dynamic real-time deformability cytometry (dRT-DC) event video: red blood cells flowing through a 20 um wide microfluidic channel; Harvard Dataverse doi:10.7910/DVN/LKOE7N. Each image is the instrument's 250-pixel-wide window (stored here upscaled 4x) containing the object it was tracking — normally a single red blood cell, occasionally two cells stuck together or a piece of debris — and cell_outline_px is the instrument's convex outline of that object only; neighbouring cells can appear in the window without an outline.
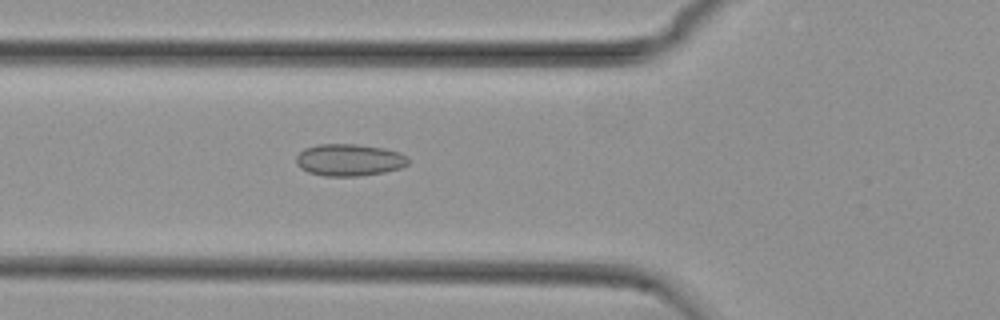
{"species": "common noctule bat (a hibernating species)", "species_latin": "Nyctalus noctula", "temperature_condition": "cold", "stored_images_in_passage": 52, "camera_frame_rate_fps": 3000, "um_per_image_px": 0.085, "animal": {"sex": "female", "body_mass_g": 29.2, "forearm_length_mm": 56.3}, "frame": {"image": 1, "passage_image": 17, "time_ms": 5.333, "image_size_px": [1000, 320], "cell_outline_px": [[408, 164], [400, 168], [384, 172], [360, 176], [324, 176], [308, 172], [300, 168], [296, 164], [296, 156], [304, 148], [316, 144], [356, 144], [384, 148], [400, 152], [408, 156]], "centroid_in_image_um": [29.67, 13.59], "position_along_channel_um": 96.1, "area_um2": 21.1}}
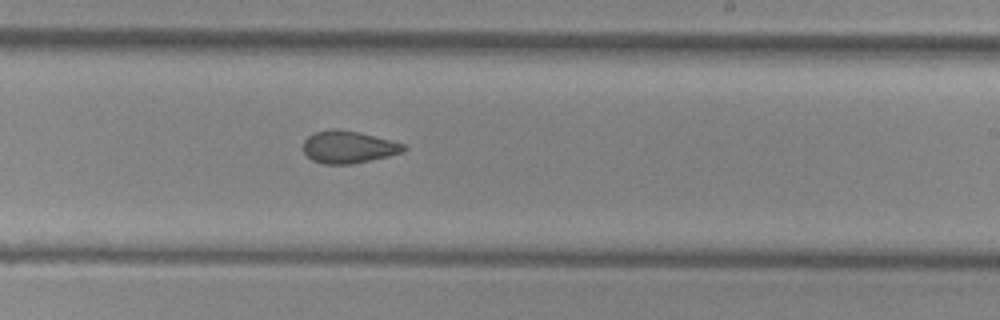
{"frame": {"image": 2, "passage_image": 30, "time_ms": 9.667, "image_size_px": [1000, 320], "cell_outline_px": [[408, 148], [404, 152], [388, 156], [352, 164], [324, 164], [312, 160], [304, 152], [304, 140], [308, 136], [316, 132], [332, 128], [336, 128], [360, 132], [392, 140], [404, 144]], "centroid_in_image_um": [29.64, 12.49], "position_along_channel_um": 259.4, "area_um2": 19.02}}
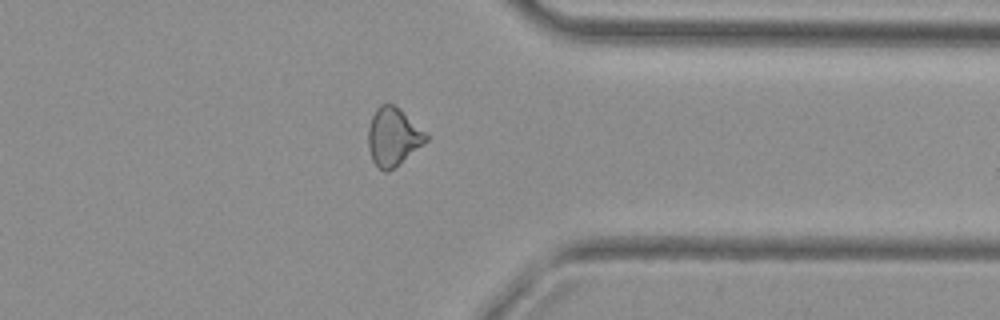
{"frame": {"image": 3, "passage_image": 40, "time_ms": 13.0, "image_size_px": [1000, 320], "cell_outline_px": [[428, 140], [388, 172], [384, 172], [372, 160], [368, 148], [368, 128], [372, 116], [376, 108], [380, 104], [392, 104], [400, 108], [428, 132]], "centroid_in_image_um": [33.43, 11.59], "position_along_channel_um": 378.0, "area_um2": 19.65}, "authors_computed_cell_mechanics": {"area_um2": 19.8543, "velocity_mm_per_s": 3.757, "shape_relaxation_time_tau1_ms": null, "shape_relaxation_time_tau2_ms": 3.6894, "deformation_change_tau1": null, "deformation_change_tau2": 0.0846}}